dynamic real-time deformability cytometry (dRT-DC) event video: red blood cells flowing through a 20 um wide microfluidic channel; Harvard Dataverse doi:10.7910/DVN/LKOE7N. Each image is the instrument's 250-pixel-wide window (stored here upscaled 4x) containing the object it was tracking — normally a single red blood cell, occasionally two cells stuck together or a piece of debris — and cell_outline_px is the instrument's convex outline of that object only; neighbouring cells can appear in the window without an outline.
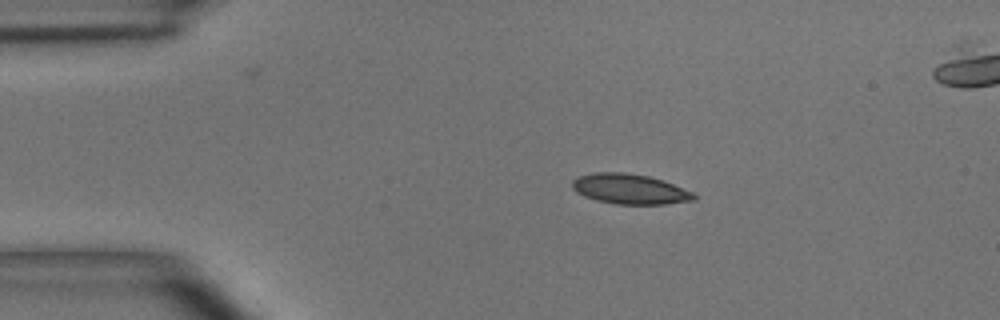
{"species": "common noctule bat (a hibernating species)", "species_latin": "Nyctalus noctula", "temperature_condition": "room temperature", "stored_images_in_passage": 4, "camera_frame_rate_fps": 3000, "um_per_image_px": 0.085, "animal": {"sex": "male", "body_mass_g": 15.6}, "frame": {"image": 1, "passage_image": 2, "time_ms": 1.333, "image_size_px": [1000, 320], "cell_outline_px": [[696, 200], [664, 204], [616, 204], [596, 200], [584, 196], [576, 192], [572, 188], [572, 180], [580, 176], [596, 172], [624, 172], [648, 176], [664, 180], [692, 192], [696, 196]], "centroid_in_image_um": [53.53, 16.07], "position_along_channel_um": 31.5, "area_um2": 21.33}}